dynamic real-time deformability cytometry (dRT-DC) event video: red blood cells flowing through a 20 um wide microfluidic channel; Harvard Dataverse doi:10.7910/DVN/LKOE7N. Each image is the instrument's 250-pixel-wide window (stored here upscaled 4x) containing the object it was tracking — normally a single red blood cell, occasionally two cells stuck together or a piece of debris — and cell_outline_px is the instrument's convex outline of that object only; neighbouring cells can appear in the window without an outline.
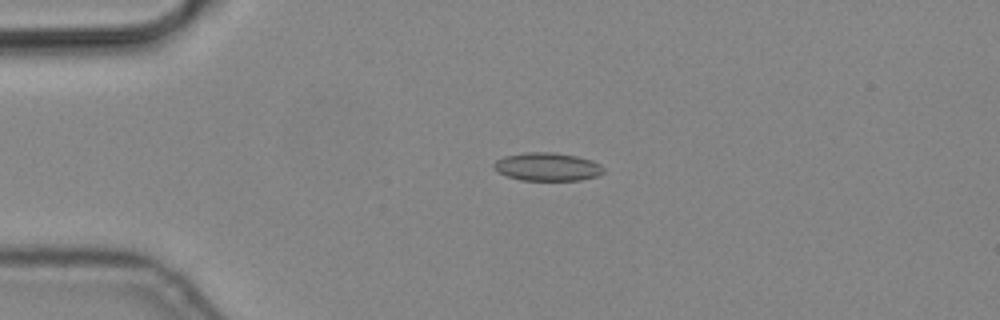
{"species": "common noctule bat (a hibernating species)", "species_latin": "Nyctalus noctula", "temperature_condition": "cold", "stored_images_in_passage": 4, "camera_frame_rate_fps": 3000, "um_per_image_px": 0.085, "animal": {"sex": "male", "body_mass_g": 19.2, "forearm_length_mm": 51.8}, "frame": {"image": 1, "passage_image": 2, "time_ms": 0.333, "image_size_px": [1000, 320], "cell_outline_px": [[604, 172], [596, 176], [580, 180], [520, 180], [496, 172], [492, 168], [492, 164], [496, 160], [504, 156], [524, 152], [556, 152], [576, 156], [592, 160], [600, 164], [604, 168]], "centroid_in_image_um": [46.49, 14.17], "position_along_channel_um": 38.5, "area_um2": 18.21}}